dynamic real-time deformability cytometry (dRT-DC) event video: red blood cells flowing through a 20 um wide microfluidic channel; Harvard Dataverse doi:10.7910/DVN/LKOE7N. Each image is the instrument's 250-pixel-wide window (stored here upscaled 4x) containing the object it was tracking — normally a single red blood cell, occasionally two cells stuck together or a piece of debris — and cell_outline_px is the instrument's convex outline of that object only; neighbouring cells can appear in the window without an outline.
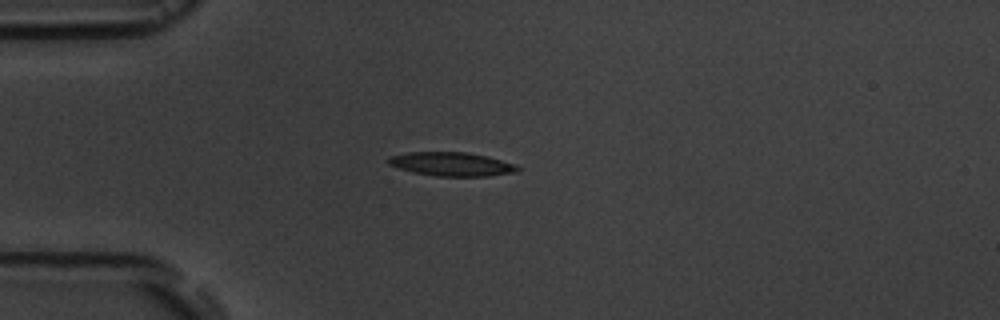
{"species": "common noctule bat (a hibernating species)", "species_latin": "Nyctalus noctula", "temperature_condition": "room temperature", "stored_images_in_passage": 3, "camera_frame_rate_fps": 3000, "um_per_image_px": 0.085, "animal": {"sex": "male", "body_mass_g": 19.5, "forearm_length_mm": 54.6}, "frame": {"image": 1, "passage_image": 1, "time_ms": 0.0, "image_size_px": [1000, 320], "cell_outline_px": [[520, 168], [516, 172], [488, 176], [436, 176], [412, 172], [388, 164], [384, 160], [388, 156], [408, 152], [468, 152], [488, 156], [516, 164]], "centroid_in_image_um": [38.36, 13.94], "position_along_channel_um": 46.6, "area_um2": 18.09}}
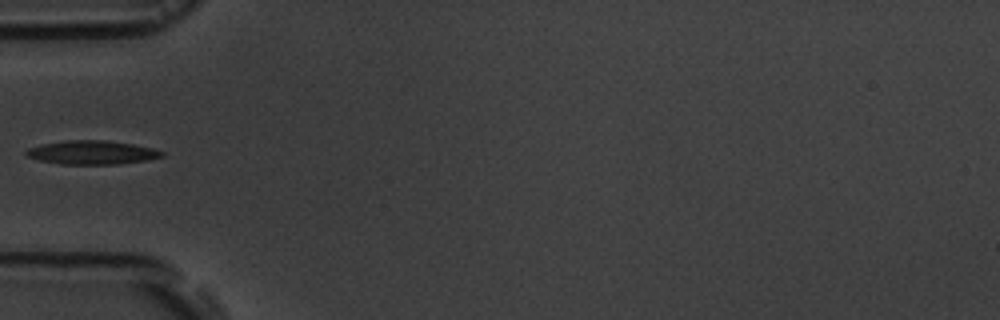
{"frame": {"image": 2, "passage_image": 2, "time_ms": 1.333, "image_size_px": [1000, 320], "cell_outline_px": [[164, 156], [148, 160], [120, 164], [60, 164], [40, 160], [28, 156], [24, 152], [28, 148], [40, 144], [64, 140], [104, 140], [132, 144], [152, 148], [164, 152]], "centroid_in_image_um": [7.81, 12.96], "position_along_channel_um": 77.2, "area_um2": 18.79}}
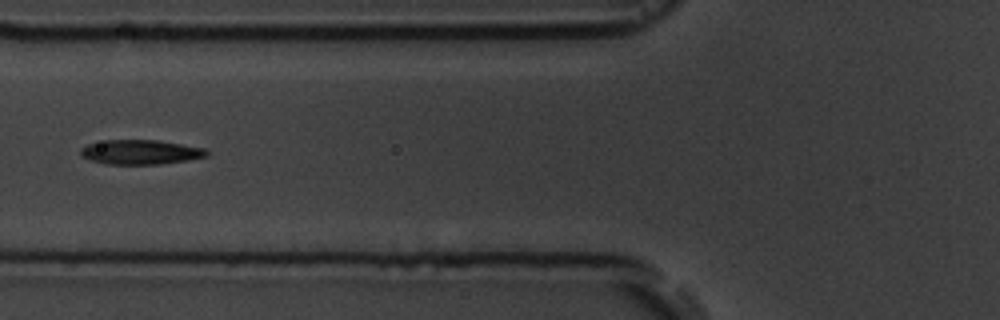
{"frame": {"image": 3, "passage_image": 3, "time_ms": 2.333, "image_size_px": [1000, 320], "cell_outline_px": [[208, 156], [188, 160], [160, 164], [104, 164], [80, 156], [80, 148], [88, 144], [104, 140], [160, 140], [204, 148], [208, 152]], "centroid_in_image_um": [11.93, 12.92], "position_along_channel_um": 113.9, "area_um2": 18.09}}